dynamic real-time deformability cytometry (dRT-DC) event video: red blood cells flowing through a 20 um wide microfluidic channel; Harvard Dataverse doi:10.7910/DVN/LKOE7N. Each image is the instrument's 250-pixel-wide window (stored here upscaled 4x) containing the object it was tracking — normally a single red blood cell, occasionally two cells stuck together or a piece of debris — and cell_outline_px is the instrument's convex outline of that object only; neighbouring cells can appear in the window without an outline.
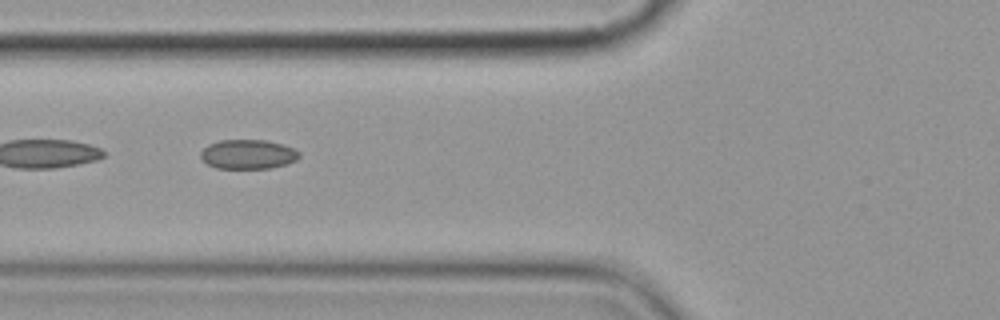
{"species": "common noctule bat (a hibernating species)", "species_latin": "Nyctalus noctula", "temperature_condition": "cold", "stored_images_in_passage": 4, "camera_frame_rate_fps": 3000, "um_per_image_px": 0.085, "animal": {"sex": "female", "body_mass_g": 19.9}, "frame": {"image": 1, "passage_image": 3, "time_ms": 3.333, "image_size_px": [1000, 320], "cell_outline_px": [[300, 156], [296, 160], [288, 164], [272, 168], [216, 168], [208, 164], [200, 156], [200, 152], [208, 144], [220, 140], [264, 140], [284, 144], [300, 152]], "centroid_in_image_um": [21.1, 13.11], "position_along_channel_um": 104.7, "area_um2": 16.94}}